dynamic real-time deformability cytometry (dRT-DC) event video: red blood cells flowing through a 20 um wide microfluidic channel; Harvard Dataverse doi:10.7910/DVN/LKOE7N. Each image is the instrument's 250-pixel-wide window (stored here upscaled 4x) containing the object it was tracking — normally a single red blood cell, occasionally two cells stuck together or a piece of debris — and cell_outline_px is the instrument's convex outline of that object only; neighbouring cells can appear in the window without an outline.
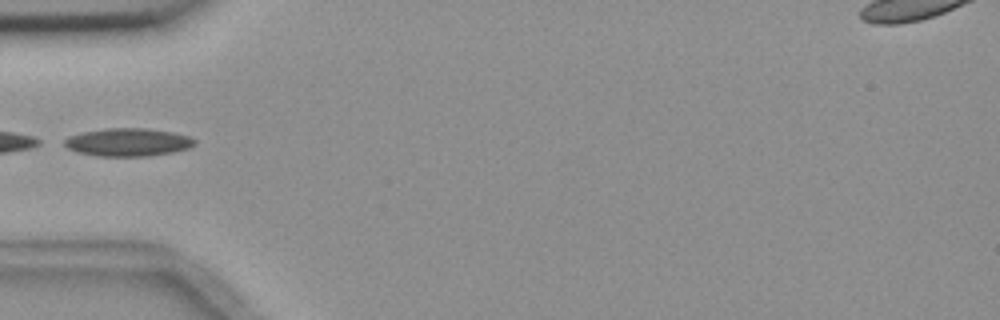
{"species": "common noctule bat (a hibernating species)", "species_latin": "Nyctalus noctula", "temperature_condition": "room temperature", "stored_images_in_passage": 6, "camera_frame_rate_fps": 3000, "um_per_image_px": 0.085, "animal": {"sex": "female", "body_mass_g": 18.4}, "frame": {"image": 1, "passage_image": 6, "time_ms": 5.667, "image_size_px": [1000, 320], "cell_outline_px": [[196, 144], [188, 148], [172, 152], [148, 156], [96, 156], [76, 152], [68, 148], [64, 144], [64, 140], [68, 136], [84, 132], [108, 128], [144, 128], [172, 132], [188, 136], [196, 140]], "centroid_in_image_um": [10.87, 12.09], "position_along_channel_um": 74.1, "area_um2": 21.15}}